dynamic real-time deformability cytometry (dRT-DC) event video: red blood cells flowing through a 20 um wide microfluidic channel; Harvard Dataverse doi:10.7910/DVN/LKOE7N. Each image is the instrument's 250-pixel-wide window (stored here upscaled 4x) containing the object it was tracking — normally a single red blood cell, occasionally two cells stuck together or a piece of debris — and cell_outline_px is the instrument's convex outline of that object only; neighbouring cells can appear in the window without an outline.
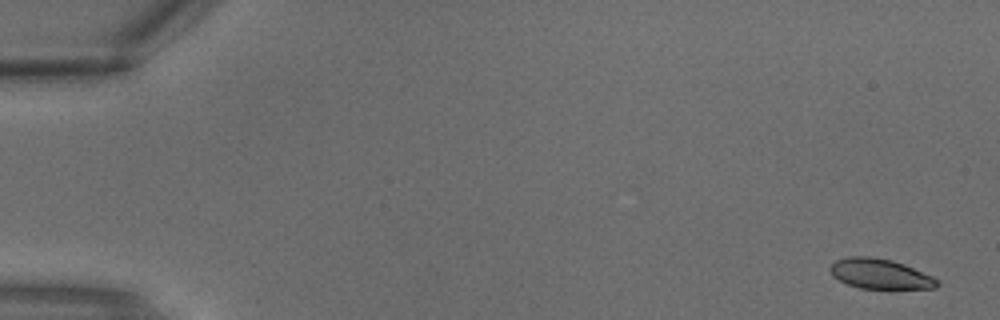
{"species": "common noctule bat (a hibernating species)", "species_latin": "Nyctalus noctula", "temperature_condition": "warm", "stored_images_in_passage": 3, "camera_frame_rate_fps": 3000, "um_per_image_px": 0.085, "animal": {"sex": "male", "body_mass_g": 18.8}, "frame": {"image": 1, "passage_image": 1, "time_ms": 0.0, "image_size_px": [1000, 320], "cell_outline_px": [[940, 284], [936, 288], [860, 288], [848, 284], [832, 276], [828, 268], [836, 260], [852, 256], [868, 256], [892, 260], [904, 264], [932, 276], [940, 280]], "centroid_in_image_um": [74.81, 23.27], "position_along_channel_um": 10.2, "area_um2": 18.61}}